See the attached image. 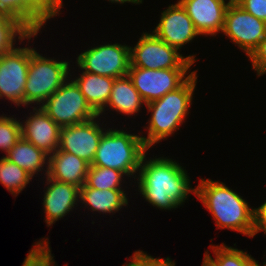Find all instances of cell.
I'll list each match as a JSON object with an SVG mask.
<instances>
[{
    "mask_svg": "<svg viewBox=\"0 0 266 266\" xmlns=\"http://www.w3.org/2000/svg\"><path fill=\"white\" fill-rule=\"evenodd\" d=\"M144 155L138 170V192L153 207L173 210L180 207L196 193L192 188L186 169L168 157L151 158Z\"/></svg>",
    "mask_w": 266,
    "mask_h": 266,
    "instance_id": "obj_1",
    "label": "cell"
},
{
    "mask_svg": "<svg viewBox=\"0 0 266 266\" xmlns=\"http://www.w3.org/2000/svg\"><path fill=\"white\" fill-rule=\"evenodd\" d=\"M195 188V196L212 214L218 229L234 230L252 238L253 208L241 195L225 183L208 178H201Z\"/></svg>",
    "mask_w": 266,
    "mask_h": 266,
    "instance_id": "obj_2",
    "label": "cell"
},
{
    "mask_svg": "<svg viewBox=\"0 0 266 266\" xmlns=\"http://www.w3.org/2000/svg\"><path fill=\"white\" fill-rule=\"evenodd\" d=\"M197 71L177 89L170 91L160 99L146 104L151 117L148 120L147 136H141L146 147L150 150L156 143L166 140L185 122L192 105L197 83Z\"/></svg>",
    "mask_w": 266,
    "mask_h": 266,
    "instance_id": "obj_3",
    "label": "cell"
},
{
    "mask_svg": "<svg viewBox=\"0 0 266 266\" xmlns=\"http://www.w3.org/2000/svg\"><path fill=\"white\" fill-rule=\"evenodd\" d=\"M149 149L142 137L122 130L105 129L92 166L117 169L123 172L129 179L136 178L141 161ZM135 175V176H134Z\"/></svg>",
    "mask_w": 266,
    "mask_h": 266,
    "instance_id": "obj_4",
    "label": "cell"
},
{
    "mask_svg": "<svg viewBox=\"0 0 266 266\" xmlns=\"http://www.w3.org/2000/svg\"><path fill=\"white\" fill-rule=\"evenodd\" d=\"M70 64L66 60L42 56L30 47V65L25 84V106L41 105L70 78ZM70 75V77H69Z\"/></svg>",
    "mask_w": 266,
    "mask_h": 266,
    "instance_id": "obj_5",
    "label": "cell"
},
{
    "mask_svg": "<svg viewBox=\"0 0 266 266\" xmlns=\"http://www.w3.org/2000/svg\"><path fill=\"white\" fill-rule=\"evenodd\" d=\"M40 107L61 128L98 116L73 78H68Z\"/></svg>",
    "mask_w": 266,
    "mask_h": 266,
    "instance_id": "obj_6",
    "label": "cell"
},
{
    "mask_svg": "<svg viewBox=\"0 0 266 266\" xmlns=\"http://www.w3.org/2000/svg\"><path fill=\"white\" fill-rule=\"evenodd\" d=\"M195 55L183 56L153 33L143 32L136 45L130 46L132 67L144 69L191 68Z\"/></svg>",
    "mask_w": 266,
    "mask_h": 266,
    "instance_id": "obj_7",
    "label": "cell"
},
{
    "mask_svg": "<svg viewBox=\"0 0 266 266\" xmlns=\"http://www.w3.org/2000/svg\"><path fill=\"white\" fill-rule=\"evenodd\" d=\"M76 59L84 72L120 78L128 75L130 69V46L107 43L85 50Z\"/></svg>",
    "mask_w": 266,
    "mask_h": 266,
    "instance_id": "obj_8",
    "label": "cell"
},
{
    "mask_svg": "<svg viewBox=\"0 0 266 266\" xmlns=\"http://www.w3.org/2000/svg\"><path fill=\"white\" fill-rule=\"evenodd\" d=\"M190 68L144 69L132 67L128 71L134 87L145 104L160 99L165 94L179 88L194 71ZM187 73H190L189 75Z\"/></svg>",
    "mask_w": 266,
    "mask_h": 266,
    "instance_id": "obj_9",
    "label": "cell"
},
{
    "mask_svg": "<svg viewBox=\"0 0 266 266\" xmlns=\"http://www.w3.org/2000/svg\"><path fill=\"white\" fill-rule=\"evenodd\" d=\"M30 65V47H15L0 55V98L25 106V84Z\"/></svg>",
    "mask_w": 266,
    "mask_h": 266,
    "instance_id": "obj_10",
    "label": "cell"
},
{
    "mask_svg": "<svg viewBox=\"0 0 266 266\" xmlns=\"http://www.w3.org/2000/svg\"><path fill=\"white\" fill-rule=\"evenodd\" d=\"M222 32L249 57L266 36V22L239 5H228Z\"/></svg>",
    "mask_w": 266,
    "mask_h": 266,
    "instance_id": "obj_11",
    "label": "cell"
},
{
    "mask_svg": "<svg viewBox=\"0 0 266 266\" xmlns=\"http://www.w3.org/2000/svg\"><path fill=\"white\" fill-rule=\"evenodd\" d=\"M97 118L99 115L79 124L62 127L58 149L74 154L91 165L105 132Z\"/></svg>",
    "mask_w": 266,
    "mask_h": 266,
    "instance_id": "obj_12",
    "label": "cell"
},
{
    "mask_svg": "<svg viewBox=\"0 0 266 266\" xmlns=\"http://www.w3.org/2000/svg\"><path fill=\"white\" fill-rule=\"evenodd\" d=\"M152 33L179 52L185 44L200 36L186 10L178 1L161 13L159 23Z\"/></svg>",
    "mask_w": 266,
    "mask_h": 266,
    "instance_id": "obj_13",
    "label": "cell"
},
{
    "mask_svg": "<svg viewBox=\"0 0 266 266\" xmlns=\"http://www.w3.org/2000/svg\"><path fill=\"white\" fill-rule=\"evenodd\" d=\"M227 0H178L192 20L196 31L202 35L222 33Z\"/></svg>",
    "mask_w": 266,
    "mask_h": 266,
    "instance_id": "obj_14",
    "label": "cell"
},
{
    "mask_svg": "<svg viewBox=\"0 0 266 266\" xmlns=\"http://www.w3.org/2000/svg\"><path fill=\"white\" fill-rule=\"evenodd\" d=\"M32 110L25 122H20L22 138L50 155L59 147L61 127L40 106Z\"/></svg>",
    "mask_w": 266,
    "mask_h": 266,
    "instance_id": "obj_15",
    "label": "cell"
},
{
    "mask_svg": "<svg viewBox=\"0 0 266 266\" xmlns=\"http://www.w3.org/2000/svg\"><path fill=\"white\" fill-rule=\"evenodd\" d=\"M45 178L48 186L44 189L42 200L44 214L46 213L44 219L49 227L74 210L79 202L80 188L54 180L48 175Z\"/></svg>",
    "mask_w": 266,
    "mask_h": 266,
    "instance_id": "obj_16",
    "label": "cell"
},
{
    "mask_svg": "<svg viewBox=\"0 0 266 266\" xmlns=\"http://www.w3.org/2000/svg\"><path fill=\"white\" fill-rule=\"evenodd\" d=\"M89 167L90 164L80 157L57 149L49 155L48 176L81 188L86 182Z\"/></svg>",
    "mask_w": 266,
    "mask_h": 266,
    "instance_id": "obj_17",
    "label": "cell"
},
{
    "mask_svg": "<svg viewBox=\"0 0 266 266\" xmlns=\"http://www.w3.org/2000/svg\"><path fill=\"white\" fill-rule=\"evenodd\" d=\"M73 80L79 86L91 108L99 116L105 113L115 78L82 71L80 76L78 74V77Z\"/></svg>",
    "mask_w": 266,
    "mask_h": 266,
    "instance_id": "obj_18",
    "label": "cell"
},
{
    "mask_svg": "<svg viewBox=\"0 0 266 266\" xmlns=\"http://www.w3.org/2000/svg\"><path fill=\"white\" fill-rule=\"evenodd\" d=\"M124 189H95L84 184L80 188L79 202L83 203L85 208L106 215V213H116L123 206L128 205V198Z\"/></svg>",
    "mask_w": 266,
    "mask_h": 266,
    "instance_id": "obj_19",
    "label": "cell"
},
{
    "mask_svg": "<svg viewBox=\"0 0 266 266\" xmlns=\"http://www.w3.org/2000/svg\"><path fill=\"white\" fill-rule=\"evenodd\" d=\"M142 105L146 104L134 87L131 78L128 75L115 78L111 96L105 108L108 107L107 109H113L112 111L128 115L129 117V115H135L140 112Z\"/></svg>",
    "mask_w": 266,
    "mask_h": 266,
    "instance_id": "obj_20",
    "label": "cell"
},
{
    "mask_svg": "<svg viewBox=\"0 0 266 266\" xmlns=\"http://www.w3.org/2000/svg\"><path fill=\"white\" fill-rule=\"evenodd\" d=\"M4 157L17 164L32 177L43 170L45 172L44 175H48L49 155L22 137ZM45 164L46 170L44 169Z\"/></svg>",
    "mask_w": 266,
    "mask_h": 266,
    "instance_id": "obj_21",
    "label": "cell"
},
{
    "mask_svg": "<svg viewBox=\"0 0 266 266\" xmlns=\"http://www.w3.org/2000/svg\"><path fill=\"white\" fill-rule=\"evenodd\" d=\"M62 3L63 0H25V25L38 33L49 19L59 16Z\"/></svg>",
    "mask_w": 266,
    "mask_h": 266,
    "instance_id": "obj_22",
    "label": "cell"
},
{
    "mask_svg": "<svg viewBox=\"0 0 266 266\" xmlns=\"http://www.w3.org/2000/svg\"><path fill=\"white\" fill-rule=\"evenodd\" d=\"M210 248L215 255V259L211 257L209 251H205L203 264L205 266H263L259 265L251 255L243 250L226 246L222 243L220 245H212Z\"/></svg>",
    "mask_w": 266,
    "mask_h": 266,
    "instance_id": "obj_23",
    "label": "cell"
},
{
    "mask_svg": "<svg viewBox=\"0 0 266 266\" xmlns=\"http://www.w3.org/2000/svg\"><path fill=\"white\" fill-rule=\"evenodd\" d=\"M32 176L17 164L2 156L0 158V183L14 196L19 195Z\"/></svg>",
    "mask_w": 266,
    "mask_h": 266,
    "instance_id": "obj_24",
    "label": "cell"
},
{
    "mask_svg": "<svg viewBox=\"0 0 266 266\" xmlns=\"http://www.w3.org/2000/svg\"><path fill=\"white\" fill-rule=\"evenodd\" d=\"M126 175L112 168L97 167L90 165L85 184L95 189H122V182ZM123 180V181H122Z\"/></svg>",
    "mask_w": 266,
    "mask_h": 266,
    "instance_id": "obj_25",
    "label": "cell"
},
{
    "mask_svg": "<svg viewBox=\"0 0 266 266\" xmlns=\"http://www.w3.org/2000/svg\"><path fill=\"white\" fill-rule=\"evenodd\" d=\"M37 34L38 33H33L28 35L15 21L0 16V55L10 52L15 48L17 37L20 43L25 39L29 42V40H31L32 37L35 38Z\"/></svg>",
    "mask_w": 266,
    "mask_h": 266,
    "instance_id": "obj_26",
    "label": "cell"
},
{
    "mask_svg": "<svg viewBox=\"0 0 266 266\" xmlns=\"http://www.w3.org/2000/svg\"><path fill=\"white\" fill-rule=\"evenodd\" d=\"M21 124L20 120L7 117L6 115L0 116V149L6 154L10 149L20 140Z\"/></svg>",
    "mask_w": 266,
    "mask_h": 266,
    "instance_id": "obj_27",
    "label": "cell"
},
{
    "mask_svg": "<svg viewBox=\"0 0 266 266\" xmlns=\"http://www.w3.org/2000/svg\"><path fill=\"white\" fill-rule=\"evenodd\" d=\"M48 238L36 242L29 250L22 266H56L54 256L51 254V247L48 245Z\"/></svg>",
    "mask_w": 266,
    "mask_h": 266,
    "instance_id": "obj_28",
    "label": "cell"
},
{
    "mask_svg": "<svg viewBox=\"0 0 266 266\" xmlns=\"http://www.w3.org/2000/svg\"><path fill=\"white\" fill-rule=\"evenodd\" d=\"M0 16L15 21L28 35L33 34L25 25V0H0Z\"/></svg>",
    "mask_w": 266,
    "mask_h": 266,
    "instance_id": "obj_29",
    "label": "cell"
},
{
    "mask_svg": "<svg viewBox=\"0 0 266 266\" xmlns=\"http://www.w3.org/2000/svg\"><path fill=\"white\" fill-rule=\"evenodd\" d=\"M248 58L251 60L252 69L257 72L258 77L266 74V36Z\"/></svg>",
    "mask_w": 266,
    "mask_h": 266,
    "instance_id": "obj_30",
    "label": "cell"
},
{
    "mask_svg": "<svg viewBox=\"0 0 266 266\" xmlns=\"http://www.w3.org/2000/svg\"><path fill=\"white\" fill-rule=\"evenodd\" d=\"M238 5L246 12L266 22V0H241Z\"/></svg>",
    "mask_w": 266,
    "mask_h": 266,
    "instance_id": "obj_31",
    "label": "cell"
},
{
    "mask_svg": "<svg viewBox=\"0 0 266 266\" xmlns=\"http://www.w3.org/2000/svg\"><path fill=\"white\" fill-rule=\"evenodd\" d=\"M261 231L266 234V201L258 208H253L252 238Z\"/></svg>",
    "mask_w": 266,
    "mask_h": 266,
    "instance_id": "obj_32",
    "label": "cell"
},
{
    "mask_svg": "<svg viewBox=\"0 0 266 266\" xmlns=\"http://www.w3.org/2000/svg\"><path fill=\"white\" fill-rule=\"evenodd\" d=\"M129 263H125L122 266H153V257L147 253L137 250L131 256Z\"/></svg>",
    "mask_w": 266,
    "mask_h": 266,
    "instance_id": "obj_33",
    "label": "cell"
},
{
    "mask_svg": "<svg viewBox=\"0 0 266 266\" xmlns=\"http://www.w3.org/2000/svg\"><path fill=\"white\" fill-rule=\"evenodd\" d=\"M175 264L169 257L166 259L153 257V266H175Z\"/></svg>",
    "mask_w": 266,
    "mask_h": 266,
    "instance_id": "obj_34",
    "label": "cell"
},
{
    "mask_svg": "<svg viewBox=\"0 0 266 266\" xmlns=\"http://www.w3.org/2000/svg\"><path fill=\"white\" fill-rule=\"evenodd\" d=\"M111 3H117V4H124V3H133V4H141L143 0H108Z\"/></svg>",
    "mask_w": 266,
    "mask_h": 266,
    "instance_id": "obj_35",
    "label": "cell"
},
{
    "mask_svg": "<svg viewBox=\"0 0 266 266\" xmlns=\"http://www.w3.org/2000/svg\"><path fill=\"white\" fill-rule=\"evenodd\" d=\"M241 0H228L227 3L229 5H238V3L240 2Z\"/></svg>",
    "mask_w": 266,
    "mask_h": 266,
    "instance_id": "obj_36",
    "label": "cell"
}]
</instances>
